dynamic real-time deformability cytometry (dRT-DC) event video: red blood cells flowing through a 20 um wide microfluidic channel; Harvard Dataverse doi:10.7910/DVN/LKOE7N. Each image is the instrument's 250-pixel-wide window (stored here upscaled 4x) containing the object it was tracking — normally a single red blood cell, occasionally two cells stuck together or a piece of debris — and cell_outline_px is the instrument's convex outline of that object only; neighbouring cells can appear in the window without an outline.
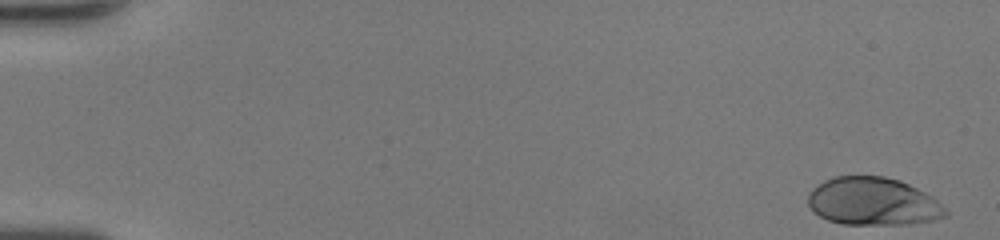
{"species": "human", "species_latin": "Homo sapiens", "temperature_condition": "room temperature", "stored_images_in_passage": 49, "camera_frame_rate_fps": 3000, "um_per_image_px": 0.085, "donor": {"sex": "female"}, "frame": {"image": 1, "passage_image": 1, "time_ms": 0.0, "image_size_px": [1000, 240], "cell_outline_px": [[948, 216], [932, 220], [908, 224], [840, 224], [828, 220], [820, 216], [808, 204], [808, 192], [812, 188], [824, 180], [832, 176], [884, 176], [900, 180], [932, 196], [948, 212]], "centroid_in_image_um": [74.19, 17.12], "position_along_channel_um": 10.8, "area_um2": 38.32}}
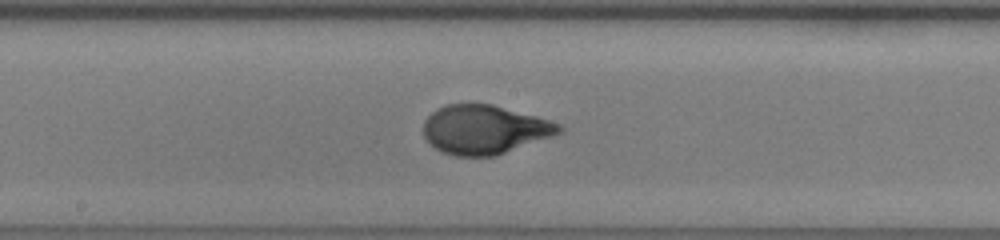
{"frame": {"image": 2, "passage_image": 27, "time_ms": 8.667, "image_size_px": [1000, 240], "cell_outline_px": [[564, 132], [496, 156], [456, 156], [440, 152], [424, 136], [424, 120], [436, 108], [448, 104], [492, 104], [536, 116], [560, 124], [564, 128]], "centroid_in_image_um": [41.2, 11.02], "position_along_channel_um": 207.0, "area_um2": 38.73}}
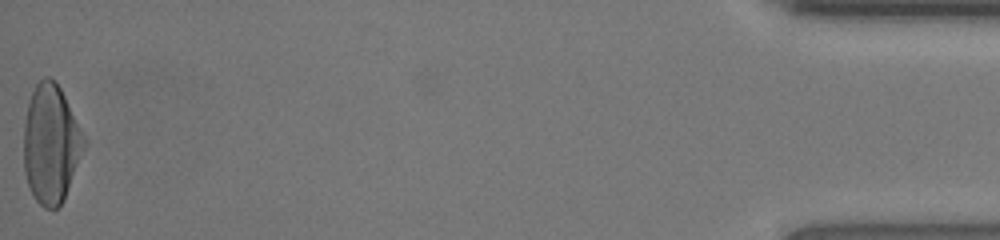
{"frame": {"image": 3, "passage_image": 49, "time_ms": 16.0, "image_size_px": [1000, 240], "cell_outline_px": [[88, 144], [64, 200], [56, 208], [44, 208], [36, 200], [28, 184], [24, 172], [24, 124], [28, 104], [32, 92], [36, 84], [44, 76], [48, 76], [56, 80]], "centroid_in_image_um": [4.35, 12.24], "position_along_channel_um": 430.9, "area_um2": 41.79}, "authors_computed_cell_mechanics": {"area_um2": 38.3792, "velocity_mm_per_s": 4.2946, "shape_relaxation_time_tau1_ms": 3.7046, "shape_relaxation_time_tau2_ms": null, "deformation_change_tau1": 0.2148, "deformation_change_tau2": null}}